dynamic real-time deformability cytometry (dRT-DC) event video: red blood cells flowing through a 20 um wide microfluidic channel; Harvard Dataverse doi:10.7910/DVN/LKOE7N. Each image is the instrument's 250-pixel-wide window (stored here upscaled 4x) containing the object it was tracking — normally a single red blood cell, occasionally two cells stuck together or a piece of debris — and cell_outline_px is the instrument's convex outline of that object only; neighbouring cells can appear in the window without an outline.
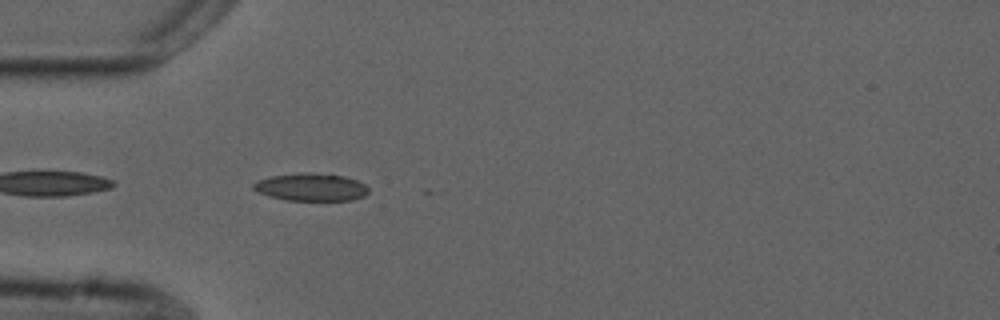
{"species": "common noctule bat (a hibernating species)", "species_latin": "Nyctalus noctula", "temperature_condition": "cold", "stored_images_in_passage": 1, "camera_frame_rate_fps": 3000, "um_per_image_px": 0.085, "animal": {"sex": "male", "forearm_length_mm": 52.5}, "frame": {"image": 1, "passage_image": 1, "time_ms": 0.0, "image_size_px": [1000, 320], "cell_outline_px": [[368, 192], [364, 196], [352, 200], [284, 200], [268, 196], [252, 188], [252, 184], [260, 180], [272, 176], [304, 172], [308, 172], [344, 176], [356, 180], [364, 184], [368, 188]], "centroid_in_image_um": [26.44, 15.91], "position_along_channel_um": 58.6, "area_um2": 18.38}}